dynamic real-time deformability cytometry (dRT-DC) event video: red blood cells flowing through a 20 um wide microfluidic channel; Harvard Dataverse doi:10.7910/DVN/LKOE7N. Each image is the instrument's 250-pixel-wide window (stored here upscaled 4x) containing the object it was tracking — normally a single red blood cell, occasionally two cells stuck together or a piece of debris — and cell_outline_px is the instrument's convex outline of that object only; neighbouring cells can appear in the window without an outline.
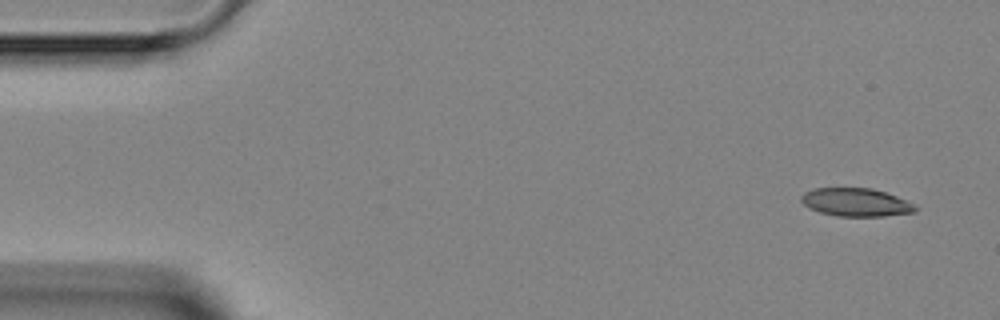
{"species": "Egyptian fruit bat (a non-hibernating species)", "species_latin": "Rousettus aegyptiacus", "temperature_condition": "room temperature", "stored_images_in_passage": 5, "camera_frame_rate_fps": 3000, "um_per_image_px": 0.085, "animal": {"sex": "female"}, "frame": {"image": 1, "passage_image": 1, "time_ms": 0.0, "image_size_px": [1000, 320], "cell_outline_px": [[916, 212], [884, 216], [836, 216], [820, 212], [804, 204], [800, 200], [800, 196], [804, 192], [816, 188], [872, 188], [896, 196], [912, 204], [916, 208]], "centroid_in_image_um": [72.73, 17.19], "position_along_channel_um": 12.3, "area_um2": 18.5}}